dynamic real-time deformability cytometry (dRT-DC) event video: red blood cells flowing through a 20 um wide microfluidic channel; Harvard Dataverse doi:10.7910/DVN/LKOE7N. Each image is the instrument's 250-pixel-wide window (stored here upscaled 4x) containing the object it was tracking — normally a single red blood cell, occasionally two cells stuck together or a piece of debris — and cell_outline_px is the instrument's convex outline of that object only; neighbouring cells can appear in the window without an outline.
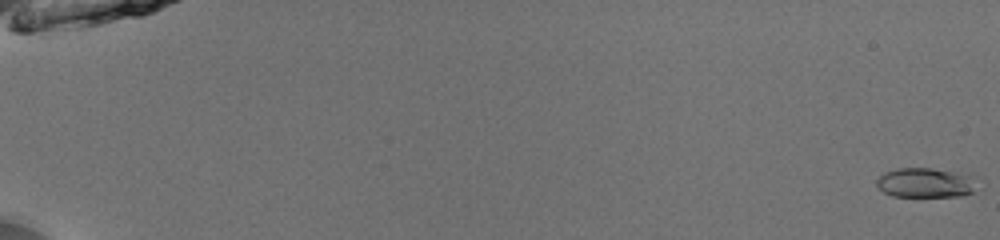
{"species": "common noctule bat (a hibernating species)", "species_latin": "Nyctalus noctula", "temperature_condition": "room temperature", "stored_images_in_passage": 54, "camera_frame_rate_fps": 3000, "um_per_image_px": 0.085, "animal": {"sex": "male", "body_mass_g": 13.0, "forearm_length_mm": 53.1}, "frame": {"image": 1, "passage_image": 1, "time_ms": 0.0, "image_size_px": [1000, 240], "cell_outline_px": [[976, 176], [972, 192], [960, 196], [892, 196], [884, 192], [876, 184], [876, 180], [884, 172], [896, 168], [932, 168]], "centroid_in_image_um": [78.64, 15.52], "position_along_channel_um": 6.4, "area_um2": 17.22}}
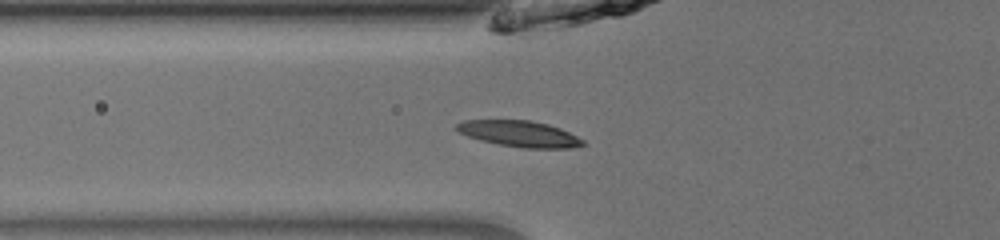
{"frame": {"image": 2, "passage_image": 22, "time_ms": 7.0, "image_size_px": [1000, 240], "cell_outline_px": [[588, 144], [572, 148], [524, 148], [500, 144], [480, 140], [468, 136], [452, 128], [456, 124], [464, 120], [532, 120], [548, 124], [560, 128], [584, 140]], "centroid_in_image_um": [44.16, 11.37], "position_along_channel_um": 81.6, "area_um2": 19.25}}
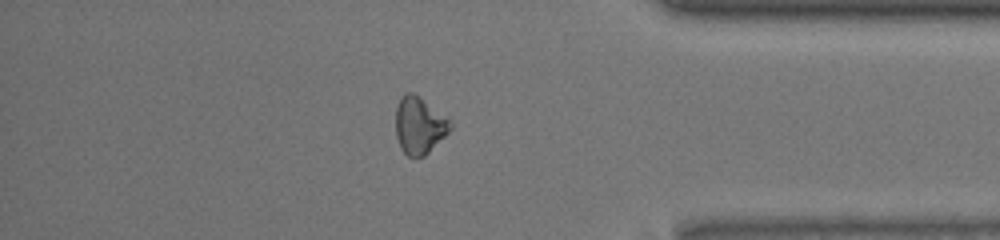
{"frame": {"image": 3, "passage_image": 47, "time_ms": 15.333, "image_size_px": [1000, 240], "cell_outline_px": [[452, 128], [424, 156], [408, 156], [400, 148], [396, 136], [396, 108], [404, 92], [412, 92], [452, 120]], "centroid_in_image_um": [35.64, 10.65], "position_along_channel_um": 399.6, "area_um2": 17.92}, "authors_computed_cell_mechanics": {"area_um2": 17.8313, "velocity_mm_per_s": 3.9776, "shape_relaxation_time_tau1_ms": 7.8583, "shape_relaxation_time_tau2_ms": null, "deformation_change_tau1": 0.172, "deformation_change_tau2": null}}